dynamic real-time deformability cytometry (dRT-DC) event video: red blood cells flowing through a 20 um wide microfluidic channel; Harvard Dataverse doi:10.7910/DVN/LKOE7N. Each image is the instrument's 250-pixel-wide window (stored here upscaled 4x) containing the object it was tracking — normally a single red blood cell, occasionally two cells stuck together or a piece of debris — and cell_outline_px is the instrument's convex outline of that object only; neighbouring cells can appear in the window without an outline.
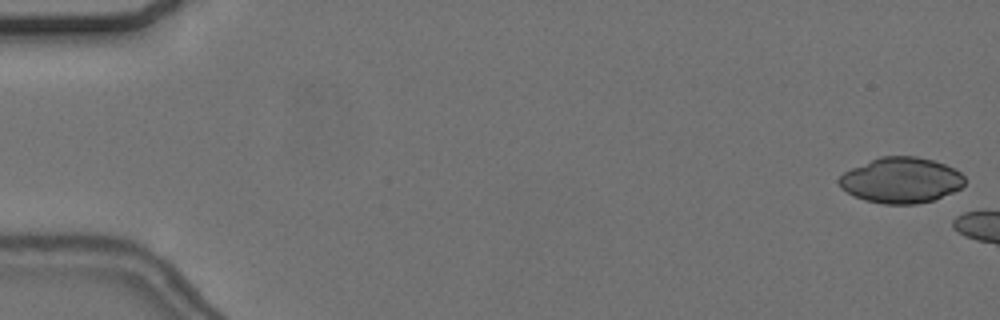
{"species": "common noctule bat (a hibernating species)", "species_latin": "Nyctalus noctula", "temperature_condition": "cold", "stored_images_in_passage": 6, "camera_frame_rate_fps": 3000, "um_per_image_px": 0.085, "animal": {"sex": "female", "body_mass_g": 24.6, "forearm_length_mm": 56.2}, "frame": {"image": 1, "passage_image": 1, "time_ms": 0.0, "image_size_px": [1000, 320], "cell_outline_px": [[964, 184], [960, 188], [952, 192], [932, 200], [916, 204], [884, 204], [864, 200], [852, 196], [840, 188], [836, 180], [844, 172], [852, 168], [880, 156], [916, 156], [932, 160], [944, 164], [960, 172], [964, 176]], "centroid_in_image_um": [76.54, 15.32], "position_along_channel_um": 8.5, "area_um2": 33.41}}